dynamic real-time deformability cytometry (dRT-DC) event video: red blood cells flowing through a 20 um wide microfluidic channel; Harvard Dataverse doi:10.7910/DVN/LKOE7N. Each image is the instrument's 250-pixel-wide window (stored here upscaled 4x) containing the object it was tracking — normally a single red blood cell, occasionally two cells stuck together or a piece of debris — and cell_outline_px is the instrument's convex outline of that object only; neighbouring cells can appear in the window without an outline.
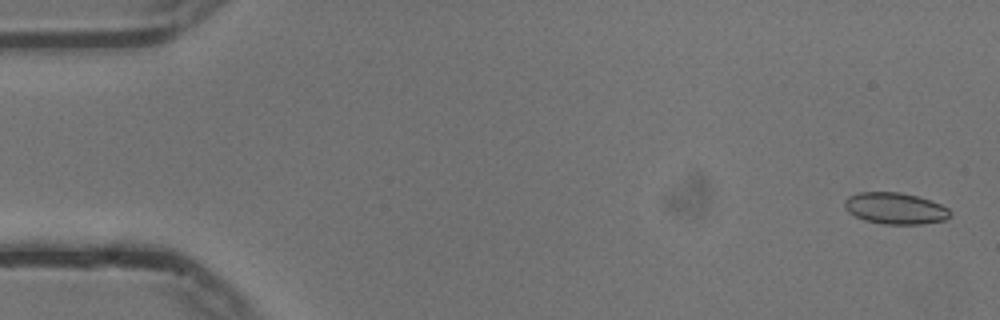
{"species": "common noctule bat (a hibernating species)", "species_latin": "Nyctalus noctula", "temperature_condition": "cold", "stored_images_in_passage": 33, "camera_frame_rate_fps": 3000, "um_per_image_px": 0.085, "animal": {"sex": "male", "body_mass_g": 13.3}, "frame": {"image": 1, "passage_image": 1, "time_ms": 0.0, "image_size_px": [1000, 320], "cell_outline_px": [[952, 212], [944, 220], [920, 224], [884, 224], [864, 220], [848, 212], [844, 208], [844, 200], [848, 196], [860, 192], [900, 192], [916, 196], [940, 204], [948, 208]], "centroid_in_image_um": [76.05, 17.71], "position_along_channel_um": 8.9, "area_um2": 19.25}}
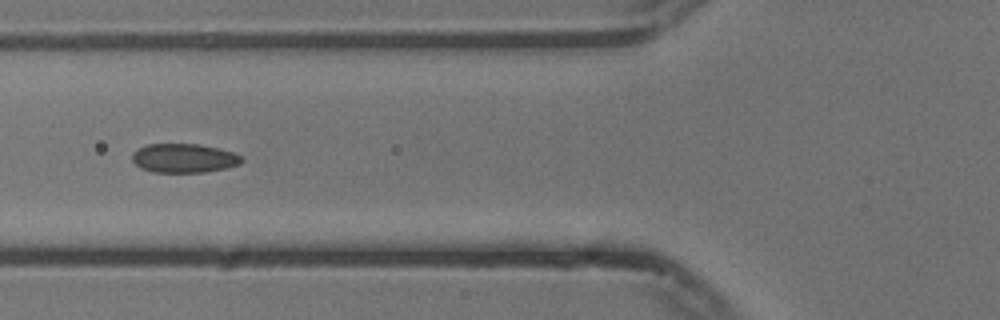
{"frame": {"image": 2, "passage_image": 20, "time_ms": 6.333, "image_size_px": [1000, 320], "cell_outline_px": [[244, 160], [240, 164], [224, 168], [204, 172], [152, 172], [140, 168], [132, 160], [132, 156], [140, 148], [148, 144], [196, 144], [216, 148], [232, 152], [240, 156]], "centroid_in_image_um": [15.63, 13.45], "position_along_channel_um": 110.2, "area_um2": 18.21}}
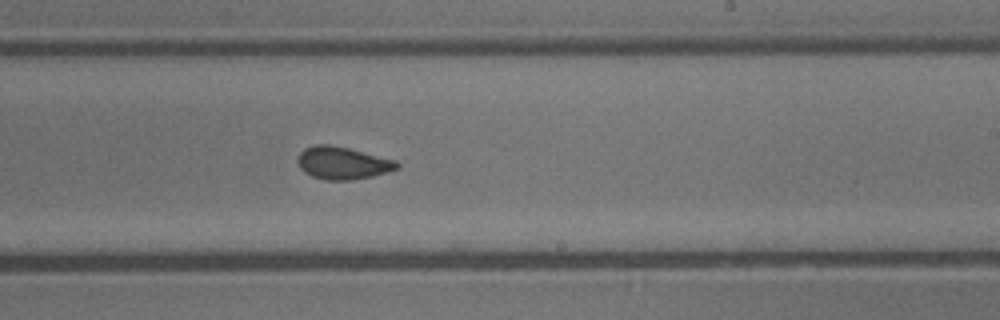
{"frame": {"image": 3, "passage_image": 32, "time_ms": 10.333, "image_size_px": [1000, 320], "cell_outline_px": [[400, 168], [388, 172], [372, 176], [348, 180], [324, 180], [312, 176], [304, 172], [300, 168], [296, 160], [300, 152], [304, 148], [316, 144], [328, 144], [348, 148], [396, 160], [400, 164]], "centroid_in_image_um": [29.11, 13.85], "position_along_channel_um": 259.9, "area_um2": 18.9}}